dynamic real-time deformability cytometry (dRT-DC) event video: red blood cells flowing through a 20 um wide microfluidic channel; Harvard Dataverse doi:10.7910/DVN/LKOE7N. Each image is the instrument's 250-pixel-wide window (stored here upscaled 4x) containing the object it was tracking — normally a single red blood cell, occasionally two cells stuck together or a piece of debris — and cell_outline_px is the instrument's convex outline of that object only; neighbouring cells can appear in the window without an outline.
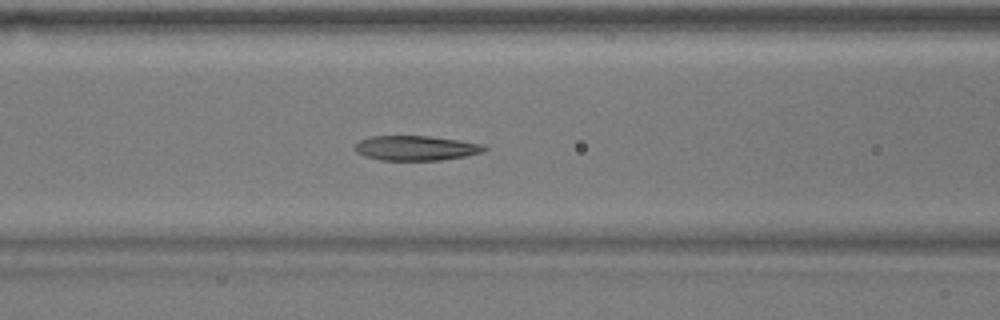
{"species": "common noctule bat (a hibernating species)", "species_latin": "Nyctalus noctula", "temperature_condition": "warm", "stored_images_in_passage": 34, "camera_frame_rate_fps": 3000, "um_per_image_px": 0.085, "animal": {"sex": "male", "body_mass_g": 17.9}, "frame": {"image": 1, "passage_image": 8, "time_ms": 2.333, "image_size_px": [1000, 320], "cell_outline_px": [[488, 148], [484, 152], [464, 156], [440, 160], [380, 160], [364, 156], [356, 152], [356, 144], [360, 140], [372, 136], [428, 136], [484, 144]], "centroid_in_image_um": [35.37, 12.59], "position_along_channel_um": 131.2, "area_um2": 18.55}}
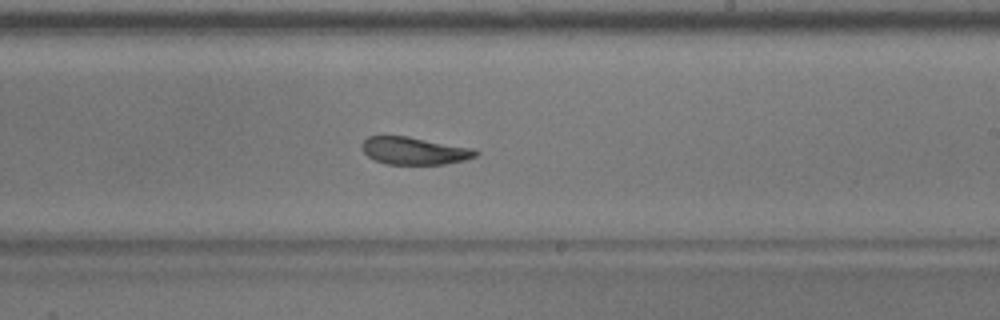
{"frame": {"image": 2, "passage_image": 18, "time_ms": 5.667, "image_size_px": [1000, 320], "cell_outline_px": [[480, 152], [476, 156], [464, 160], [444, 164], [388, 164], [376, 160], [368, 156], [364, 152], [360, 144], [368, 136], [408, 136], [472, 148]], "centroid_in_image_um": [35.21, 12.81], "position_along_channel_um": 253.8, "area_um2": 18.09}}
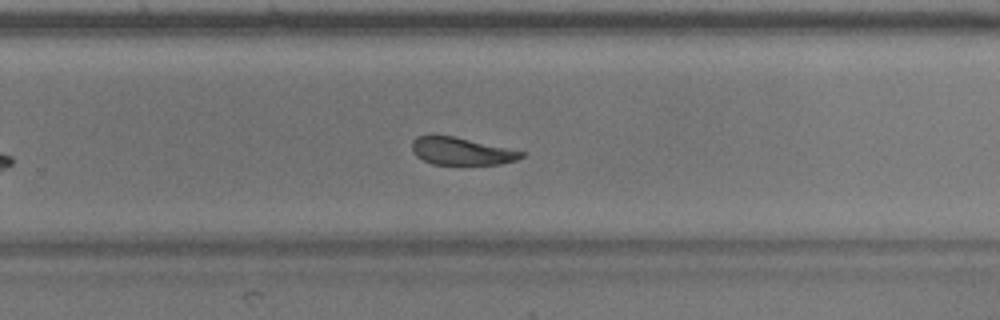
{"frame": {"image": 3, "passage_image": 21, "time_ms": 6.667, "image_size_px": [1000, 320], "cell_outline_px": [[524, 156], [516, 160], [500, 164], [432, 164], [416, 156], [412, 152], [412, 140], [416, 136], [452, 136], [508, 148], [524, 152]], "centroid_in_image_um": [39.2, 12.86], "position_along_channel_um": 290.6, "area_um2": 17.22}, "authors_computed_cell_mechanics": {"area_um2": 19.0162, "velocity_mm_per_s": 3.6879, "shape_relaxation_time_tau1_ms": 7.2074, "shape_relaxation_time_tau2_ms": 4.2783, "deformation_change_tau1": 0.1807, "deformation_change_tau2": 0.1065}}